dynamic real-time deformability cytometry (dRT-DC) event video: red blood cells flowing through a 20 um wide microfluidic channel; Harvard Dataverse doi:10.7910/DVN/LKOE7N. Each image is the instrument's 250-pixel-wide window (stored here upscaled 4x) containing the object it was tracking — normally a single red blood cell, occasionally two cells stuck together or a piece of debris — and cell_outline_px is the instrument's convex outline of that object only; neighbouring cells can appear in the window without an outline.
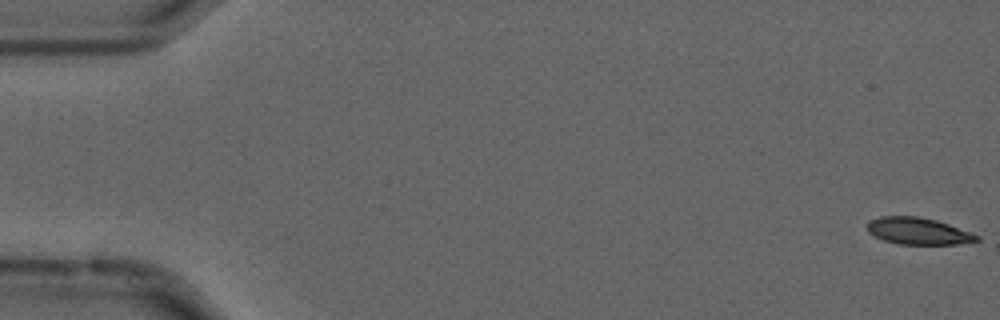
{"species": "common noctule bat (a hibernating species)", "species_latin": "Nyctalus noctula", "temperature_condition": "cold", "stored_images_in_passage": 10, "camera_frame_rate_fps": 3000, "um_per_image_px": 0.085, "animal": {"sex": "male", "forearm_length_mm": 52.5}, "frame": {"image": 1, "passage_image": 1, "time_ms": 0.0, "image_size_px": [1000, 320], "cell_outline_px": [[980, 240], [956, 244], [900, 244], [884, 240], [868, 232], [868, 220], [880, 216], [916, 216], [936, 220], [972, 232], [980, 236]], "centroid_in_image_um": [78.06, 19.63], "position_along_channel_um": 6.9, "area_um2": 17.05}}